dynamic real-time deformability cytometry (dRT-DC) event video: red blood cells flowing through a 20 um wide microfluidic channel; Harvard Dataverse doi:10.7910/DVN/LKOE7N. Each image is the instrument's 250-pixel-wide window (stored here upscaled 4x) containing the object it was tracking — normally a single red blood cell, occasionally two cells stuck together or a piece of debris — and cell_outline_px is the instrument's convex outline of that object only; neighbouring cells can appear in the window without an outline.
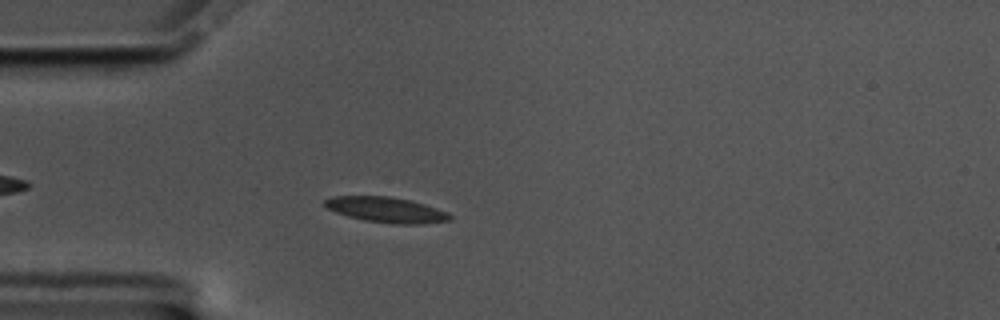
{"species": "common noctule bat (a hibernating species)", "species_latin": "Nyctalus noctula", "temperature_condition": "cold", "stored_images_in_passage": 52, "camera_frame_rate_fps": 3000, "um_per_image_px": 0.085, "animal": {"sex": "male", "body_mass_g": 17.5, "forearm_length_mm": 52.3}, "frame": {"image": 1, "passage_image": 10, "time_ms": 3.0, "image_size_px": [1000, 320], "cell_outline_px": [[452, 220], [420, 224], [392, 224], [364, 220], [348, 216], [336, 212], [328, 208], [324, 204], [324, 200], [332, 196], [388, 196], [412, 200], [448, 212], [452, 216]], "centroid_in_image_um": [32.86, 17.83], "position_along_channel_um": 52.1, "area_um2": 18.55}}
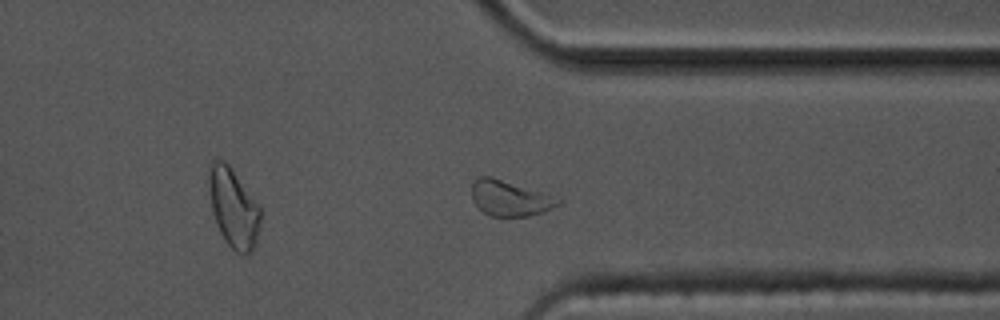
{"frame": {"image": 2, "passage_image": 38, "time_ms": 12.333, "image_size_px": [1000, 320], "cell_outline_px": [[564, 200], [560, 204], [544, 212], [528, 216], [492, 216], [484, 212], [472, 200], [472, 184], [480, 176], [488, 176], [560, 196]], "centroid_in_image_um": [43.43, 16.85], "position_along_channel_um": 368.0, "area_um2": 17.98}}
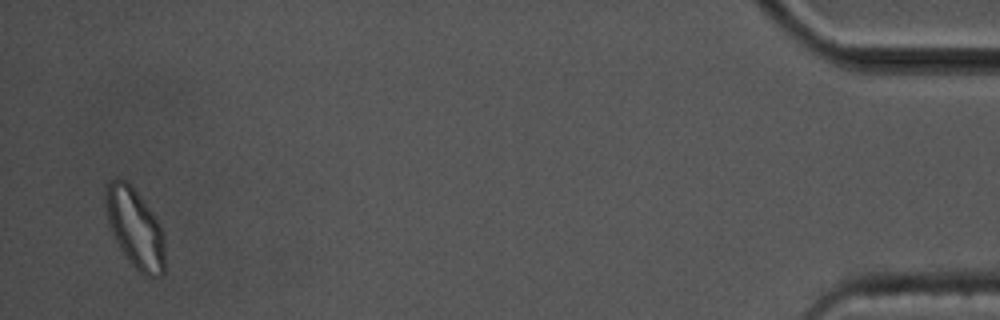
{"frame": {"image": 3, "passage_image": 50, "time_ms": 16.333, "image_size_px": [1000, 320], "cell_outline_px": [[164, 272], [160, 276], [144, 276], [128, 260], [120, 248], [112, 232], [108, 220], [104, 200], [104, 192], [108, 180], [116, 176], [124, 180], [136, 192], [152, 212], [160, 224], [164, 236]], "centroid_in_image_um": [11.46, 19.37], "position_along_channel_um": 423.7, "area_um2": 27.28}, "authors_computed_cell_mechanics": {"area_um2": 18.0336, "velocity_mm_per_s": 3.4782, "shape_relaxation_time_tau1_ms": 3.849, "shape_relaxation_time_tau2_ms": 1.8116, "deformation_change_tau1": 0.1109, "deformation_change_tau2": 0.0483}}